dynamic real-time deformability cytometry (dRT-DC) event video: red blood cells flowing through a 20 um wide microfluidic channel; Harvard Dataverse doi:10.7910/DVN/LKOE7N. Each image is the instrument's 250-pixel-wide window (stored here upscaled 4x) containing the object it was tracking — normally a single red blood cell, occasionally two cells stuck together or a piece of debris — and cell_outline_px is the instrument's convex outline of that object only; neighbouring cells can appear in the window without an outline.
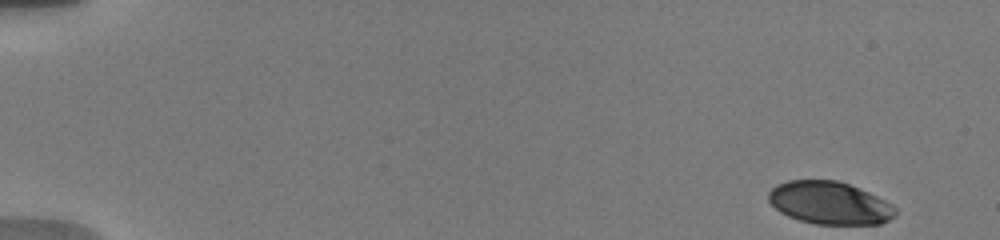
{"species": "human", "species_latin": "Homo sapiens", "temperature_condition": "warm", "stored_images_in_passage": 34, "camera_frame_rate_fps": 3000, "um_per_image_px": 0.085, "donor": {"sex": "male"}, "frame": {"image": 1, "passage_image": 1, "time_ms": 0.0, "image_size_px": [1000, 240], "cell_outline_px": [[896, 212], [888, 220], [880, 224], [816, 224], [800, 220], [788, 216], [780, 212], [768, 200], [768, 192], [776, 184], [788, 180], [836, 180], [848, 184], [868, 192], [892, 204], [896, 208]], "centroid_in_image_um": [70.49, 17.24], "position_along_channel_um": 14.5, "area_um2": 31.39}}
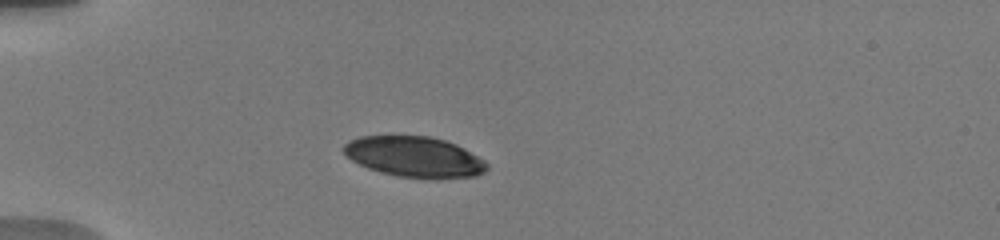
{"frame": {"image": 2, "passage_image": 23, "time_ms": 4.333, "image_size_px": [1000, 240], "cell_outline_px": [[488, 168], [484, 172], [476, 176], [432, 180], [428, 180], [396, 176], [368, 168], [352, 160], [340, 148], [348, 140], [360, 136], [428, 136], [444, 140], [456, 144], [464, 148], [484, 160], [488, 164]], "centroid_in_image_um": [35.24, 13.35], "position_along_channel_um": 49.8, "area_um2": 34.28}}
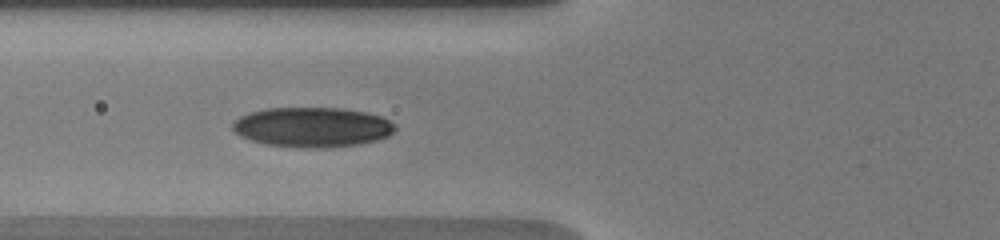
{"frame": {"image": 3, "passage_image": 33, "time_ms": 6.333, "image_size_px": [1000, 240], "cell_outline_px": [[396, 128], [388, 136], [376, 140], [360, 144], [328, 148], [300, 148], [268, 144], [252, 140], [240, 136], [232, 128], [232, 124], [240, 116], [248, 112], [268, 108], [340, 108], [364, 112], [380, 116], [396, 124]], "centroid_in_image_um": [26.55, 10.81], "position_along_channel_um": 99.3, "area_um2": 37.74}}